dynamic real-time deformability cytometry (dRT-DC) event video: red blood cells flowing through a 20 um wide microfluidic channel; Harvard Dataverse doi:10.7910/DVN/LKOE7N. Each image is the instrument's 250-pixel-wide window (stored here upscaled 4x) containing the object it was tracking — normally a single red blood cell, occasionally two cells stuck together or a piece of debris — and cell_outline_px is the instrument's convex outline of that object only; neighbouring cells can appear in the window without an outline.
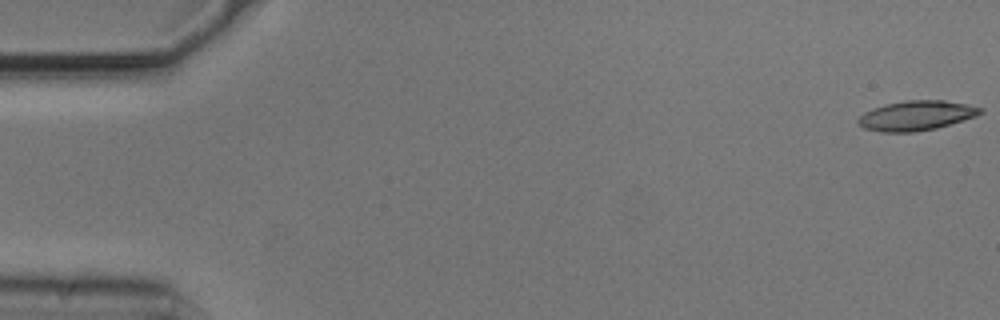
{"species": "common noctule bat (a hibernating species)", "species_latin": "Nyctalus noctula", "temperature_condition": "cold", "stored_images_in_passage": 24, "camera_frame_rate_fps": 3000, "um_per_image_px": 0.085, "animal": {"sex": "male", "body_mass_g": 20.5, "forearm_length_mm": 52.5}, "frame": {"image": 1, "passage_image": 1, "time_ms": 0.0, "image_size_px": [1000, 320], "cell_outline_px": [[984, 112], [976, 116], [936, 128], [916, 132], [880, 132], [864, 128], [856, 120], [864, 112], [872, 108], [884, 104], [904, 100], [944, 100], [984, 108]], "centroid_in_image_um": [77.87, 9.82], "position_along_channel_um": 7.1, "area_um2": 21.21}}
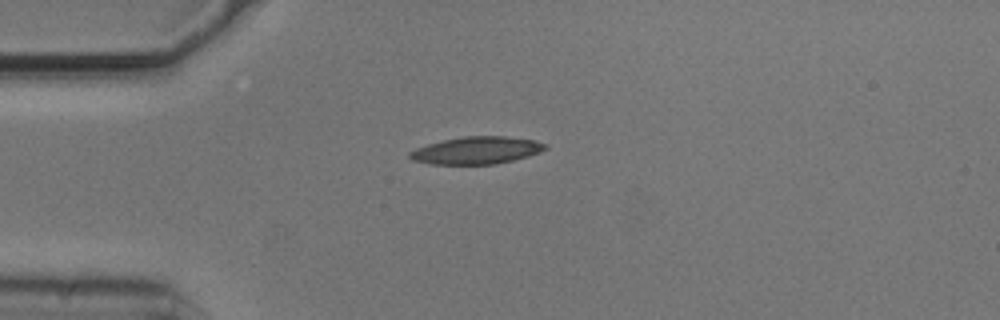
{"frame": {"image": 2, "passage_image": 14, "time_ms": 4.333, "image_size_px": [1000, 320], "cell_outline_px": [[548, 148], [540, 152], [528, 156], [496, 164], [428, 164], [412, 160], [408, 156], [408, 152], [416, 148], [428, 144], [444, 140], [464, 136], [504, 136], [536, 140], [548, 144]], "centroid_in_image_um": [40.52, 12.78], "position_along_channel_um": 44.5, "area_um2": 21.68}}
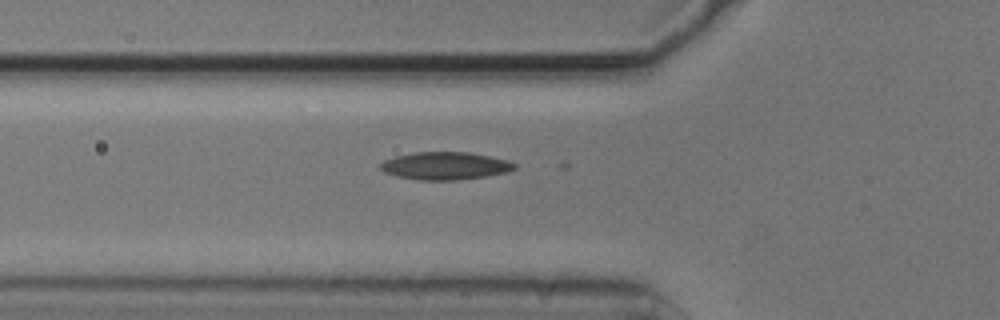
{"frame": {"image": 3, "passage_image": 19, "time_ms": 6.0, "image_size_px": [1000, 320], "cell_outline_px": [[516, 168], [508, 172], [488, 176], [456, 180], [420, 180], [396, 176], [384, 172], [380, 168], [380, 164], [384, 160], [396, 156], [416, 152], [468, 152], [508, 160], [516, 164]], "centroid_in_image_um": [37.85, 14.1], "position_along_channel_um": 87.9, "area_um2": 21.62}}